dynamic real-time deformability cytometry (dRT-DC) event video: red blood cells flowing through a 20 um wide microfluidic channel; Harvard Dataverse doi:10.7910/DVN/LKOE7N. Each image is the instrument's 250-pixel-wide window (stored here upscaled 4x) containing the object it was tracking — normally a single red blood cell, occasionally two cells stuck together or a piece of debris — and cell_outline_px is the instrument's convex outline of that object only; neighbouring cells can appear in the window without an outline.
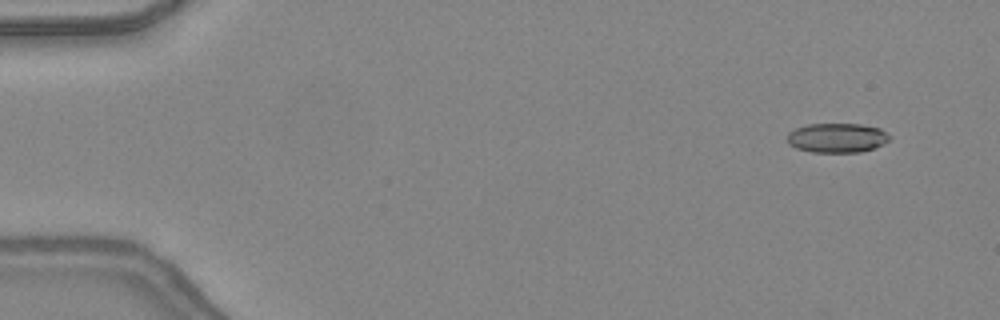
{"species": "common noctule bat (a hibernating species)", "species_latin": "Nyctalus noctula", "temperature_condition": "warm", "stored_images_in_passage": 46, "camera_frame_rate_fps": 3000, "um_per_image_px": 0.085, "animal": {"sex": "female", "body_mass_g": 24.6, "forearm_length_mm": 56.2}, "frame": {"image": 1, "passage_image": 2, "time_ms": 0.333, "image_size_px": [1000, 320], "cell_outline_px": [[892, 136], [884, 144], [860, 152], [812, 152], [796, 148], [788, 144], [788, 132], [796, 128], [808, 124], [860, 124], [880, 128]], "centroid_in_image_um": [71.15, 11.71], "position_along_channel_um": 13.8, "area_um2": 17.57}}
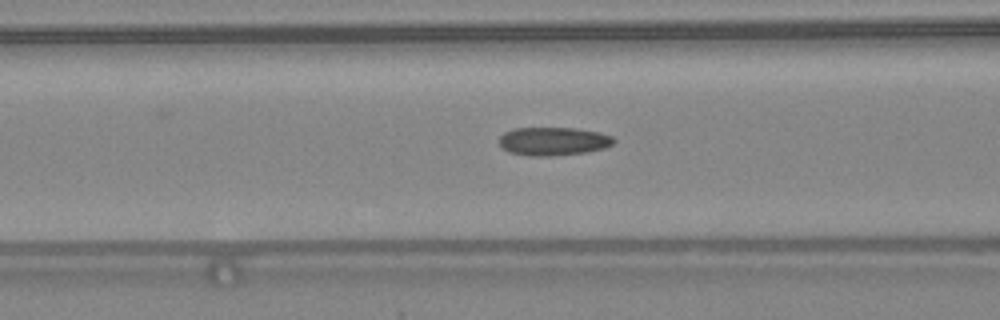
{"frame": {"image": 2, "passage_image": 18, "time_ms": 5.667, "image_size_px": [1000, 320], "cell_outline_px": [[616, 140], [612, 144], [604, 148], [588, 152], [552, 156], [528, 156], [508, 152], [500, 144], [500, 136], [504, 132], [512, 128], [576, 128], [600, 132], [612, 136]], "centroid_in_image_um": [47.04, 12.01], "position_along_channel_um": 119.6, "area_um2": 19.07}}
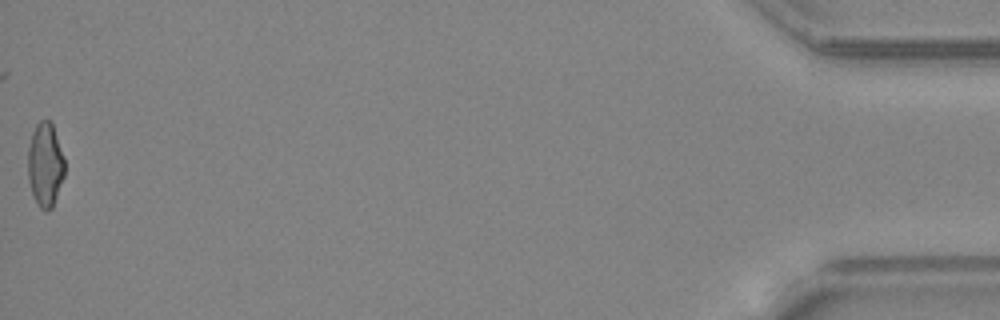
{"frame": {"image": 3, "passage_image": 46, "time_ms": 15.0, "image_size_px": [1000, 320], "cell_outline_px": [[64, 176], [52, 208], [48, 212], [44, 212], [36, 204], [28, 180], [28, 148], [32, 132], [36, 124], [40, 120], [48, 120], [52, 124], [64, 160]], "centroid_in_image_um": [3.82, 14.04], "position_along_channel_um": 431.4, "area_um2": 17.92}, "authors_computed_cell_mechanics": {"area_um2": 18.496, "velocity_mm_per_s": 4.4079, "shape_relaxation_time_tau1_ms": null, "shape_relaxation_time_tau2_ms": 1.6327, "deformation_change_tau1": null, "deformation_change_tau2": 0.1029}}